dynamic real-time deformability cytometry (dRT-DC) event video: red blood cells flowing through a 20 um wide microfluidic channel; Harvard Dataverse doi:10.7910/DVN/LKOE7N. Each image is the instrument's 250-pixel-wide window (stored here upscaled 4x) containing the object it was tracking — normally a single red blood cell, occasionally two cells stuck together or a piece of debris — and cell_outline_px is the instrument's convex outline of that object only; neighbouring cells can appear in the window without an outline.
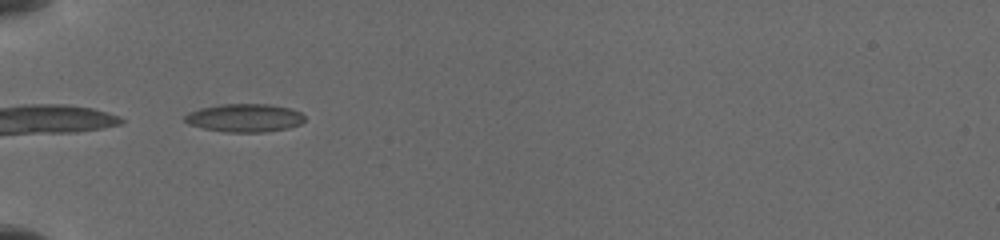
{"species": "common noctule bat (a hibernating species)", "species_latin": "Nyctalus noctula", "temperature_condition": "cold", "stored_images_in_passage": 10, "camera_frame_rate_fps": 3000, "um_per_image_px": 0.085, "animal": {"sex": "female", "body_mass_g": 19.5, "forearm_length_mm": 54.1}, "frame": {"image": 1, "passage_image": 9, "time_ms": 6.333, "image_size_px": [1000, 240], "cell_outline_px": [[304, 120], [300, 124], [288, 128], [264, 132], [224, 132], [204, 128], [188, 124], [184, 120], [184, 116], [188, 112], [200, 108], [220, 104], [268, 104], [288, 108], [300, 112], [304, 116]], "centroid_in_image_um": [20.76, 10.02], "position_along_channel_um": 64.2, "area_um2": 19.65}}